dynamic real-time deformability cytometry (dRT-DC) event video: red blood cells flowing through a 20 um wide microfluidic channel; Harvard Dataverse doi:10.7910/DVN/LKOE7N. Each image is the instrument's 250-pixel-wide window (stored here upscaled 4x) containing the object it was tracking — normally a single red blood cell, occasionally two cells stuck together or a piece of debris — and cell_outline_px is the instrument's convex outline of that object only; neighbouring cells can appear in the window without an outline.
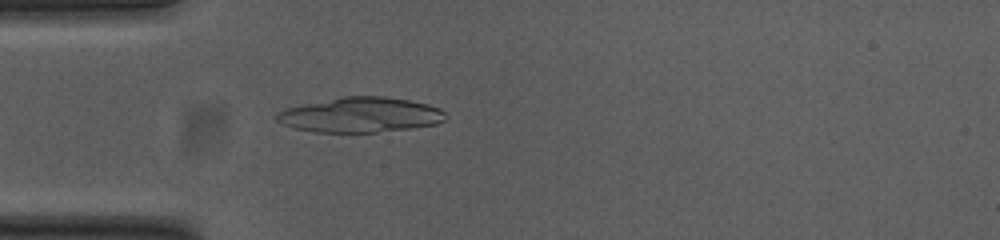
{"species": "common noctule bat (a hibernating species)", "species_latin": "Nyctalus noctula", "temperature_condition": "cold", "stored_images_in_passage": 53, "camera_frame_rate_fps": 3000, "um_per_image_px": 0.085, "animal": {"sex": "female", "body_mass_g": 23.0, "forearm_length_mm": 53.4}, "frame": {"image": 1, "passage_image": 15, "time_ms": 4.667, "image_size_px": [1000, 240], "cell_outline_px": [[448, 116], [444, 120], [436, 124], [412, 128], [376, 132], [316, 132], [296, 128], [284, 124], [276, 120], [276, 112], [284, 108], [344, 96], [384, 96], [408, 100], [428, 104], [440, 108]], "centroid_in_image_um": [30.65, 9.76], "position_along_channel_um": 54.3, "area_um2": 34.39}}